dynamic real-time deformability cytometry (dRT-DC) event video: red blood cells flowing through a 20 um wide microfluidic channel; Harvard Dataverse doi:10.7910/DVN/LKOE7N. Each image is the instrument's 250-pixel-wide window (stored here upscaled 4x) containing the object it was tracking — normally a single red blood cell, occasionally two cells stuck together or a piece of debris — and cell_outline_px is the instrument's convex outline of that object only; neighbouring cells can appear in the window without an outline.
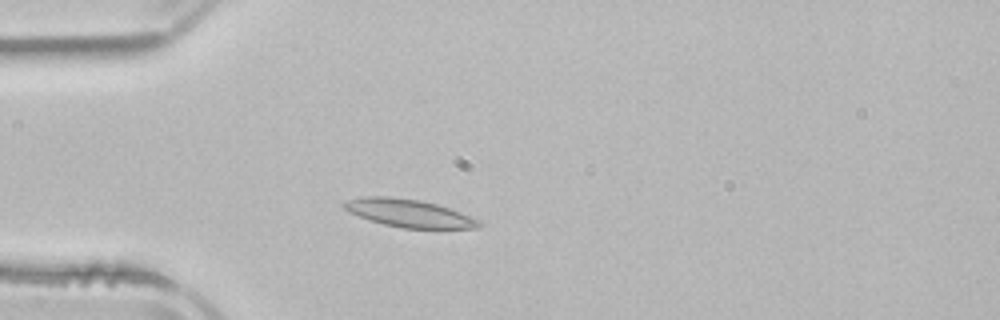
{"species": "common noctule bat (a hibernating species)", "species_latin": "Nyctalus noctula", "temperature_condition": "room temperature", "stored_images_in_passage": 3, "camera_frame_rate_fps": 3000, "um_per_image_px": 0.085, "animal": {"sex": "male", "body_mass_g": 21.5, "forearm_length_mm": 52.0}, "frame": {"image": 1, "passage_image": 3, "time_ms": 3.0, "image_size_px": [1000, 320], "cell_outline_px": [[484, 224], [480, 228], [404, 228], [384, 224], [360, 216], [344, 208], [340, 204], [344, 200], [364, 196], [388, 196], [420, 200], [436, 204], [484, 220]], "centroid_in_image_um": [34.82, 18.11], "position_along_channel_um": 50.2, "area_um2": 21.91}}